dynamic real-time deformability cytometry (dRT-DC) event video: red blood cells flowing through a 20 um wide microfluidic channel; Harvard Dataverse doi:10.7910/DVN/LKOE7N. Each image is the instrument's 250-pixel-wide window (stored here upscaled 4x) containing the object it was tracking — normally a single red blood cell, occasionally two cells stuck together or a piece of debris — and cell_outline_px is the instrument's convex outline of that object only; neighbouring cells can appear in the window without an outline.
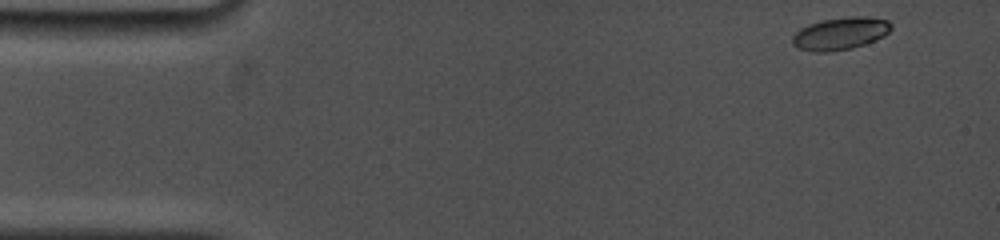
{"species": "common noctule bat (a hibernating species)", "species_latin": "Nyctalus noctula", "temperature_condition": "cold", "stored_images_in_passage": 39, "camera_frame_rate_fps": 5000, "um_per_image_px": 0.085, "animal": {"sex": "female", "body_mass_g": 19.0, "forearm_length_mm": 53.3}, "frame": {"image": 1, "passage_image": 1, "time_ms": 0.0, "image_size_px": [1000, 240], "cell_outline_px": [[892, 28], [884, 36], [876, 40], [852, 48], [828, 52], [812, 52], [796, 48], [792, 44], [792, 36], [800, 28], [808, 24], [820, 20], [852, 16], [868, 16], [888, 20], [892, 24]], "centroid_in_image_um": [71.41, 2.85], "position_along_channel_um": 13.6, "area_um2": 18.96}}
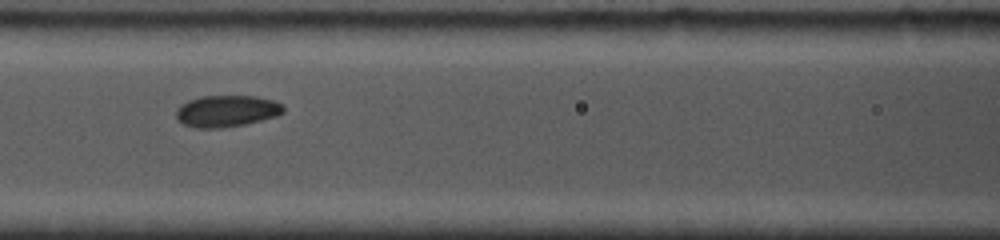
{"frame": {"image": 2, "passage_image": 23, "time_ms": 6.4, "image_size_px": [1000, 240], "cell_outline_px": [[284, 112], [276, 116], [244, 124], [220, 128], [196, 128], [184, 124], [176, 120], [176, 108], [180, 104], [188, 100], [200, 96], [256, 96], [272, 100], [284, 104]], "centroid_in_image_um": [19.23, 9.43], "position_along_channel_um": 147.4, "area_um2": 19.88}}
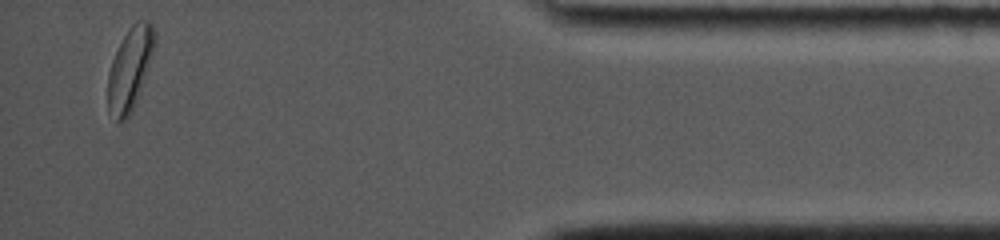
{"frame": {"image": 3, "passage_image": 39, "time_ms": 15.0, "image_size_px": [1000, 240], "cell_outline_px": [[156, 40], [132, 112], [124, 120], [116, 120], [108, 112], [108, 72], [112, 60], [128, 28], [136, 20], [148, 20], [152, 24], [156, 32]], "centroid_in_image_um": [11.03, 5.8], "position_along_channel_um": 424.2, "area_um2": 21.96}, "authors_computed_cell_mechanics": {"area_um2": 19.363, "velocity_mm_per_s": 3.7286, "shape_relaxation_time_tau1_ms": 2.9281, "shape_relaxation_time_tau2_ms": 3.8249, "deformation_change_tau1": 0.0933, "deformation_change_tau2": 0.0754}}